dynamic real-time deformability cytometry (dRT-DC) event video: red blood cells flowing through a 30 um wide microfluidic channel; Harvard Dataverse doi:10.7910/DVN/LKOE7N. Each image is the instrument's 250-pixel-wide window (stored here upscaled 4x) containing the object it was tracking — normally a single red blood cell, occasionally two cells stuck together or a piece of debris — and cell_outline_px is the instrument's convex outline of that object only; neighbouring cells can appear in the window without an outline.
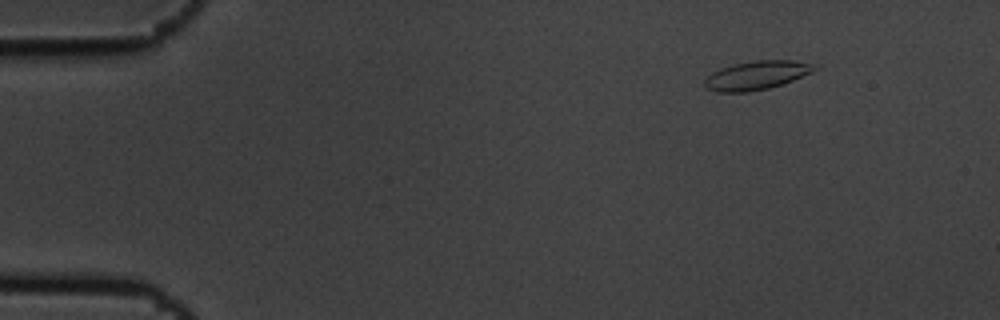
{"species": "common noctule bat (a hibernating species)", "species_latin": "Nyctalus noctula", "temperature_condition": "cold", "stored_images_in_passage": 5, "camera_frame_rate_fps": 3000, "um_per_image_px": 0.085, "animal": {"sex": "male", "body_mass_g": 19.5, "forearm_length_mm": 54.6}, "frame": {"image": 1, "passage_image": 2, "time_ms": 0.333, "image_size_px": [1000, 320], "cell_outline_px": [[820, 68], [812, 72], [792, 80], [768, 88], [748, 92], [716, 92], [708, 88], [704, 84], [704, 80], [712, 72], [720, 68], [732, 64], [756, 60], [792, 60], [812, 64]], "centroid_in_image_um": [64.29, 6.39], "position_along_channel_um": 20.7, "area_um2": 18.26}}